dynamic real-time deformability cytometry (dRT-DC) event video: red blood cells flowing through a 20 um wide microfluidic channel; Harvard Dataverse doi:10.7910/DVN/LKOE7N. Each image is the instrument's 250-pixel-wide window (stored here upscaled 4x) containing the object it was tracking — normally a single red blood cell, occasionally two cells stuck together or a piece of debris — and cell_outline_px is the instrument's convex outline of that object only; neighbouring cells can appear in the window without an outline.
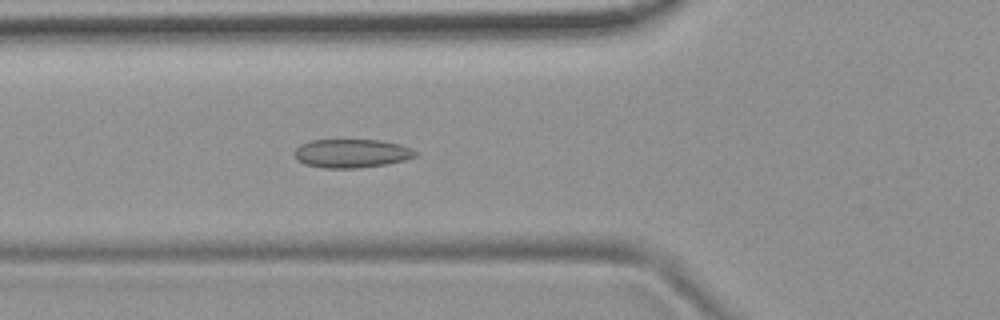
{"species": "common noctule bat (a hibernating species)", "species_latin": "Nyctalus noctula", "temperature_condition": "room temperature", "stored_images_in_passage": 54, "camera_frame_rate_fps": 3000, "um_per_image_px": 0.085, "animal": {"sex": "female", "body_mass_g": 19.9}, "frame": {"image": 1, "passage_image": 20, "time_ms": 6.333, "image_size_px": [1000, 320], "cell_outline_px": [[416, 156], [404, 160], [388, 164], [356, 168], [324, 168], [304, 164], [296, 160], [292, 152], [300, 144], [308, 140], [380, 140], [400, 144], [412, 148], [416, 152]], "centroid_in_image_um": [29.84, 13.03], "position_along_channel_um": 96.0, "area_um2": 20.4}}
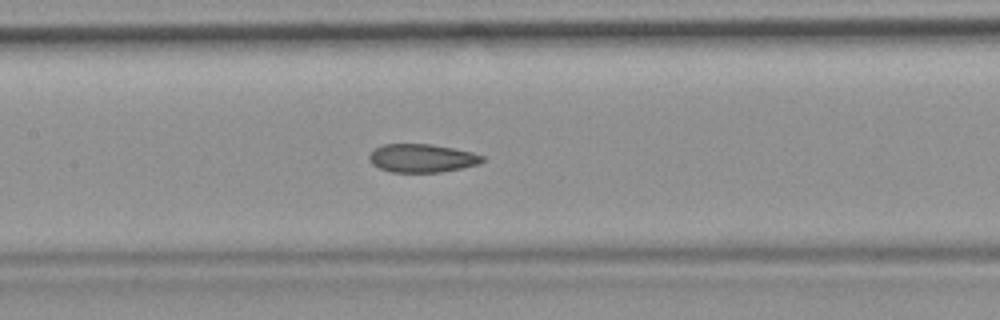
{"frame": {"image": 2, "passage_image": 26, "time_ms": 8.333, "image_size_px": [1000, 320], "cell_outline_px": [[484, 160], [480, 164], [440, 172], [392, 172], [380, 168], [372, 164], [368, 156], [376, 148], [384, 144], [432, 144], [472, 152], [484, 156]], "centroid_in_image_um": [35.88, 13.44], "position_along_channel_um": 171.5, "area_um2": 18.55}}
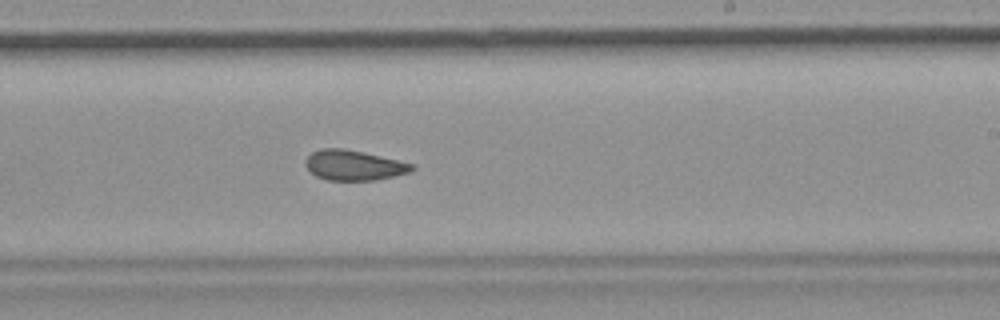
{"frame": {"image": 3, "passage_image": 33, "time_ms": 10.667, "image_size_px": [1000, 320], "cell_outline_px": [[416, 168], [408, 172], [376, 180], [328, 180], [316, 176], [304, 164], [304, 160], [312, 152], [320, 148], [344, 148], [364, 152], [416, 164]], "centroid_in_image_um": [30.08, 14.03], "position_along_channel_um": 258.9, "area_um2": 18.73}, "authors_computed_cell_mechanics": {"area_um2": 20.0277, "velocity_mm_per_s": 3.7651, "shape_relaxation_time_tau1_ms": null, "shape_relaxation_time_tau2_ms": 2.8741, "deformation_change_tau1": null, "deformation_change_tau2": 0.0765}}